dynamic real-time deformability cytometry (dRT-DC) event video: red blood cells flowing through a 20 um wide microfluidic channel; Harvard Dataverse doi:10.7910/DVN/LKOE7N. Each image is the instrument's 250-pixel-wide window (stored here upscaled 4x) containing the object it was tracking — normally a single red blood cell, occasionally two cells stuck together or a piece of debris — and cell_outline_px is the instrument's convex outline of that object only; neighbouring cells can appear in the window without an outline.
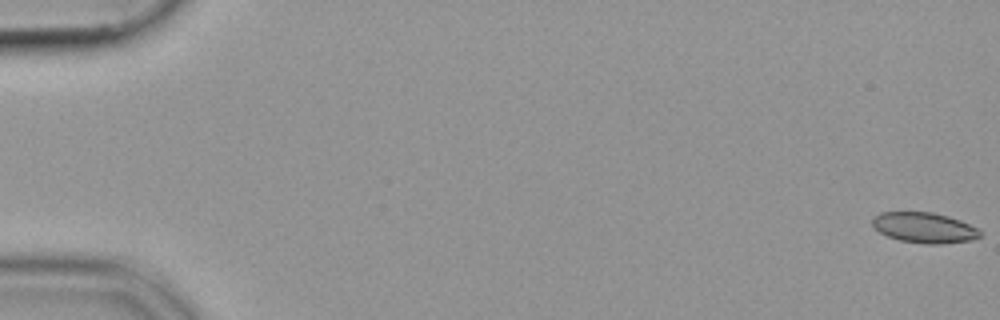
{"species": "common noctule bat (a hibernating species)", "species_latin": "Nyctalus noctula", "temperature_condition": "cold", "stored_images_in_passage": 17, "camera_frame_rate_fps": 3000, "um_per_image_px": 0.085, "animal": {"sex": "female", "body_mass_g": 19.9}, "frame": {"image": 1, "passage_image": 1, "time_ms": 0.0, "image_size_px": [1000, 320], "cell_outline_px": [[980, 236], [972, 240], [940, 244], [924, 244], [900, 240], [888, 236], [880, 232], [872, 224], [872, 216], [880, 212], [932, 212], [948, 216], [960, 220], [976, 228], [980, 232]], "centroid_in_image_um": [78.54, 19.35], "position_along_channel_um": 6.5, "area_um2": 19.02}}
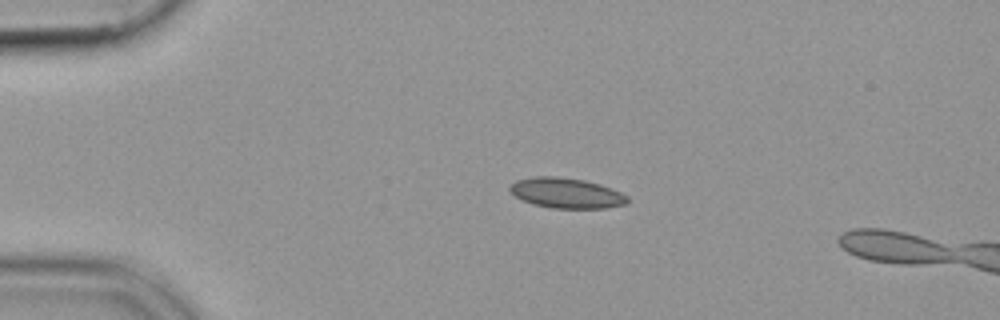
{"frame": {"image": 2, "passage_image": 13, "time_ms": 4.0, "image_size_px": [1000, 320], "cell_outline_px": [[628, 204], [604, 208], [552, 208], [532, 204], [516, 196], [508, 188], [516, 180], [536, 176], [556, 176], [584, 180], [600, 184], [612, 188], [628, 196]], "centroid_in_image_um": [48.17, 16.41], "position_along_channel_um": 36.8, "area_um2": 20.69}}